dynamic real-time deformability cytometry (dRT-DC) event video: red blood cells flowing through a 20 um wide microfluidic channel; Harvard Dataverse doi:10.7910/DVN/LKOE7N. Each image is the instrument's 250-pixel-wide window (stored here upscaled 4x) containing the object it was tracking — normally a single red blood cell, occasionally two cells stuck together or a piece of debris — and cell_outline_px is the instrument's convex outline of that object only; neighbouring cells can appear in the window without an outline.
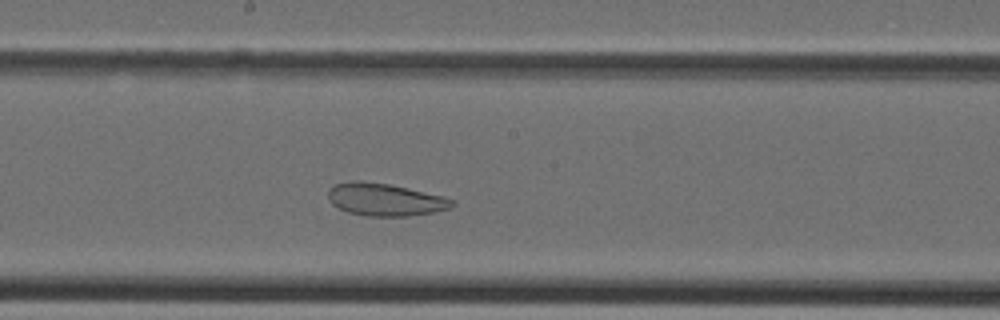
{"species": "Egyptian fruit bat (a non-hibernating species)", "species_latin": "Rousettus aegyptiacus", "temperature_condition": "cold", "stored_images_in_passage": 33, "camera_frame_rate_fps": 3000, "um_per_image_px": 0.085, "animal": {"sex": "female"}, "frame": {"image": 1, "passage_image": 15, "time_ms": 4.667, "image_size_px": [1000, 320], "cell_outline_px": [[456, 204], [452, 208], [436, 212], [408, 216], [368, 216], [348, 212], [332, 204], [328, 196], [328, 192], [336, 184], [352, 180], [360, 180], [388, 184], [444, 196], [456, 200]], "centroid_in_image_um": [32.8, 16.97], "position_along_channel_um": 215.4, "area_um2": 23.52}}
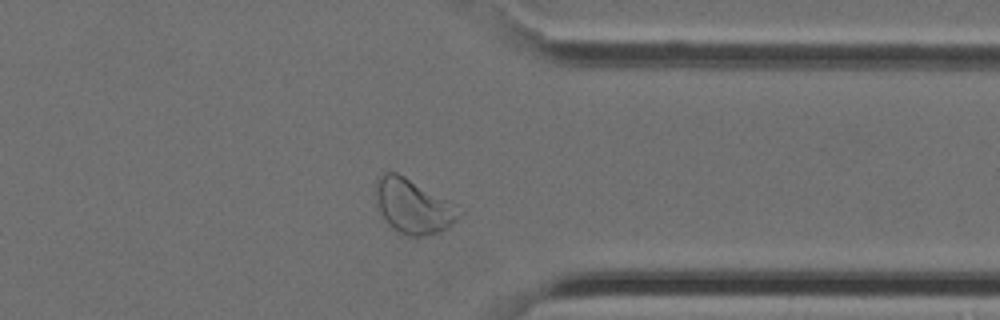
{"frame": {"image": 2, "passage_image": 25, "time_ms": 8.0, "image_size_px": [1000, 320], "cell_outline_px": [[464, 212], [448, 228], [440, 232], [424, 236], [408, 236], [396, 232], [388, 224], [380, 212], [376, 204], [376, 176], [384, 172], [396, 172], [404, 176], [464, 208]], "centroid_in_image_um": [35.14, 17.54], "position_along_channel_um": 376.3, "area_um2": 26.88}}
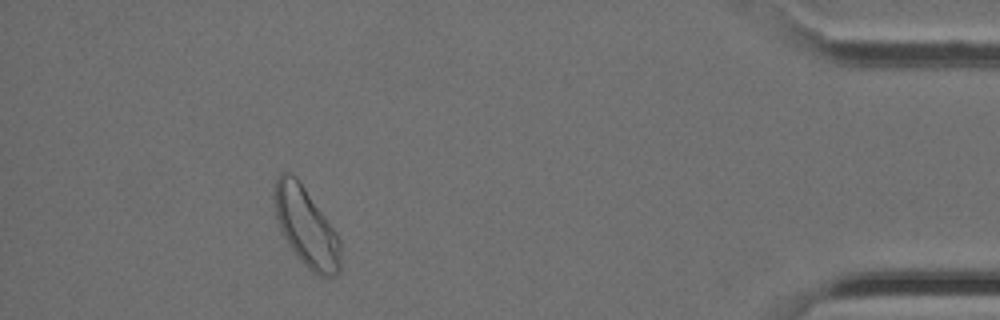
{"frame": {"image": 3, "passage_image": 30, "time_ms": 9.667, "image_size_px": [1000, 320], "cell_outline_px": [[340, 272], [336, 276], [320, 276], [312, 272], [296, 256], [288, 244], [280, 228], [276, 216], [272, 196], [272, 192], [276, 176], [280, 172], [288, 172], [296, 176], [324, 216], [340, 240]], "centroid_in_image_um": [25.98, 19.27], "position_along_channel_um": 409.2, "area_um2": 30.29}}